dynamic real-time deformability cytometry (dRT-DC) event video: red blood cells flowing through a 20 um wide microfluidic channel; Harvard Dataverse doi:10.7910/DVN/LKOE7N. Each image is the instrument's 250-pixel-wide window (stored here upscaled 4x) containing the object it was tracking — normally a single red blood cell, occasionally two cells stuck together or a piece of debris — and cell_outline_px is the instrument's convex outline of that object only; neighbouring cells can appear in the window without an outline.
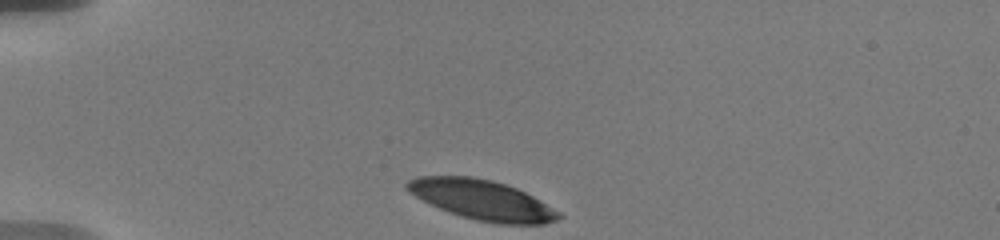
{"species": "human", "species_latin": "Homo sapiens", "temperature_condition": "warm", "stored_images_in_passage": 15, "camera_frame_rate_fps": 3000, "um_per_image_px": 0.085, "donor": {"sex": "male"}, "frame": {"image": 1, "passage_image": 1, "time_ms": 0.0, "image_size_px": [1000, 240], "cell_outline_px": [[564, 216], [556, 220], [544, 224], [500, 224], [476, 220], [448, 212], [408, 192], [404, 188], [404, 184], [408, 180], [416, 176], [472, 176], [492, 180], [516, 188], [540, 200], [560, 212]], "centroid_in_image_um": [40.97, 16.99], "position_along_channel_um": 44.0, "area_um2": 35.14}}
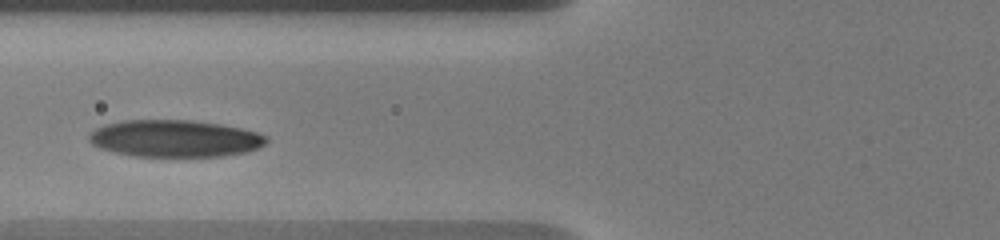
{"frame": {"image": 2, "passage_image": 7, "time_ms": 3.0, "image_size_px": [1000, 240], "cell_outline_px": [[268, 140], [264, 144], [256, 148], [244, 152], [220, 156], [136, 156], [116, 152], [100, 148], [92, 144], [88, 140], [88, 136], [96, 128], [104, 124], [124, 120], [192, 120], [240, 128], [256, 132], [268, 136]], "centroid_in_image_um": [14.83, 11.76], "position_along_channel_um": 111.0, "area_um2": 37.92}}
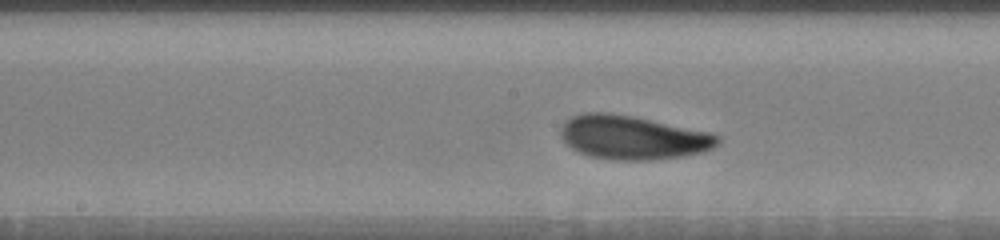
{"frame": {"image": 3, "passage_image": 12, "time_ms": 5.333, "image_size_px": [1000, 240], "cell_outline_px": [[720, 144], [712, 148], [700, 152], [684, 156], [652, 160], [612, 160], [588, 156], [572, 148], [560, 136], [560, 128], [564, 120], [572, 116], [584, 112], [608, 112], [636, 116], [708, 132], [720, 136]], "centroid_in_image_um": [53.76, 11.67], "position_along_channel_um": 194.4, "area_um2": 40.4}}